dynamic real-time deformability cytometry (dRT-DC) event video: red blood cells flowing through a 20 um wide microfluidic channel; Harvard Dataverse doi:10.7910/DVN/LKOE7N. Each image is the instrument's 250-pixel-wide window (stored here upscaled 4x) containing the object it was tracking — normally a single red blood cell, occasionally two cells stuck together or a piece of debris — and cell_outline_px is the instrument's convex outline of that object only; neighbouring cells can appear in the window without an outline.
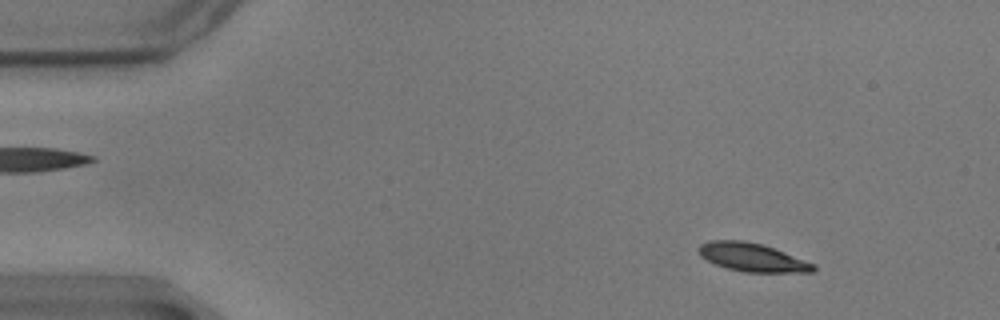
{"species": "common noctule bat (a hibernating species)", "species_latin": "Nyctalus noctula", "temperature_condition": "warm", "stored_images_in_passage": 58, "camera_frame_rate_fps": 3000, "um_per_image_px": 0.085, "animal": {"sex": "male", "body_mass_g": 17.9}, "frame": {"image": 1, "passage_image": 7, "time_ms": 2.0, "image_size_px": [1000, 320], "cell_outline_px": [[816, 268], [812, 272], [744, 272], [728, 268], [716, 264], [700, 256], [696, 248], [700, 244], [708, 240], [744, 240], [764, 244], [816, 264]], "centroid_in_image_um": [63.93, 21.85], "position_along_channel_um": 21.1, "area_um2": 19.13}}
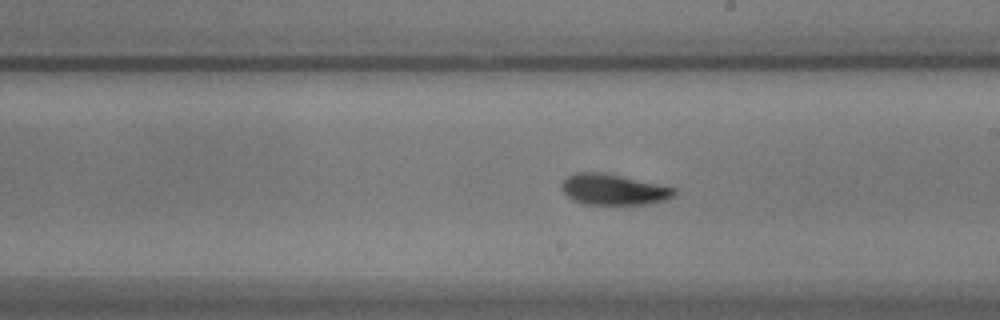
{"frame": {"image": 2, "passage_image": 33, "time_ms": 10.667, "image_size_px": [1000, 320], "cell_outline_px": [[676, 192], [672, 196], [664, 200], [648, 204], [584, 204], [572, 200], [560, 188], [560, 184], [568, 176], [576, 172], [600, 172], [620, 176], [676, 188]], "centroid_in_image_um": [52.1, 16.11], "position_along_channel_um": 236.9, "area_um2": 20.0}}
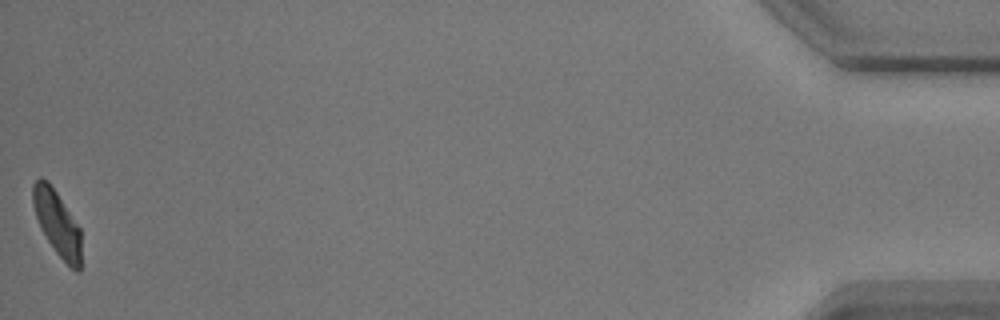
{"frame": {"image": 3, "passage_image": 58, "time_ms": 19.0, "image_size_px": [1000, 320], "cell_outline_px": [[80, 272], [76, 272], [56, 252], [40, 228], [32, 204], [32, 184], [40, 176], [48, 180], [80, 228]], "centroid_in_image_um": [4.83, 18.92], "position_along_channel_um": 430.4, "area_um2": 18.09}, "authors_computed_cell_mechanics": {"area_um2": 19.7387, "velocity_mm_per_s": 3.4624, "shape_relaxation_time_tau1_ms": 2.884, "shape_relaxation_time_tau2_ms": 2.9873, "deformation_change_tau1": 0.1445, "deformation_change_tau2": 0.0972}}